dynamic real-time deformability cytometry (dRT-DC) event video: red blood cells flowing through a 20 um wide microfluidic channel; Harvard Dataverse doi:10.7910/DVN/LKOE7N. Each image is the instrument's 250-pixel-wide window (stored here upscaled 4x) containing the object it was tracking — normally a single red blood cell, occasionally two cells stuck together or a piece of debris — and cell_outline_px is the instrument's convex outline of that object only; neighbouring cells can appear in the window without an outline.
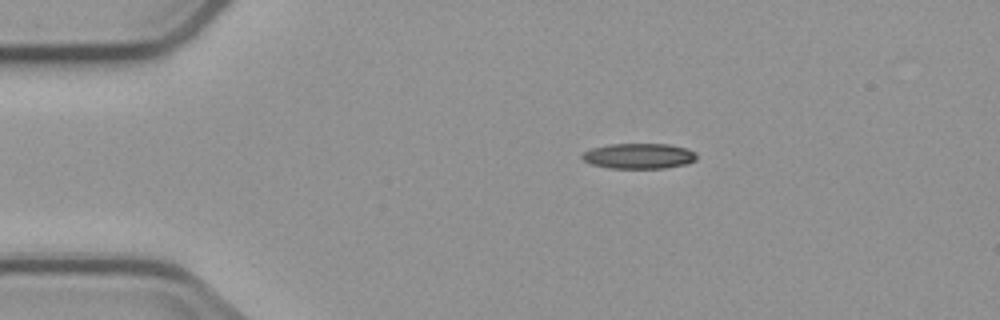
{"species": "common noctule bat (a hibernating species)", "species_latin": "Nyctalus noctula", "temperature_condition": "cold", "stored_images_in_passage": 5, "camera_frame_rate_fps": 3000, "um_per_image_px": 0.085, "animal": {"sex": "male", "body_mass_g": 23.1, "forearm_length_mm": 52.7}, "frame": {"image": 1, "passage_image": 1, "time_ms": 0.0, "image_size_px": [1000, 320], "cell_outline_px": [[696, 160], [688, 164], [664, 168], [608, 168], [592, 164], [584, 160], [580, 156], [584, 152], [592, 148], [608, 144], [668, 144], [688, 148], [696, 152]], "centroid_in_image_um": [54.34, 13.26], "position_along_channel_um": 30.7, "area_um2": 17.05}}
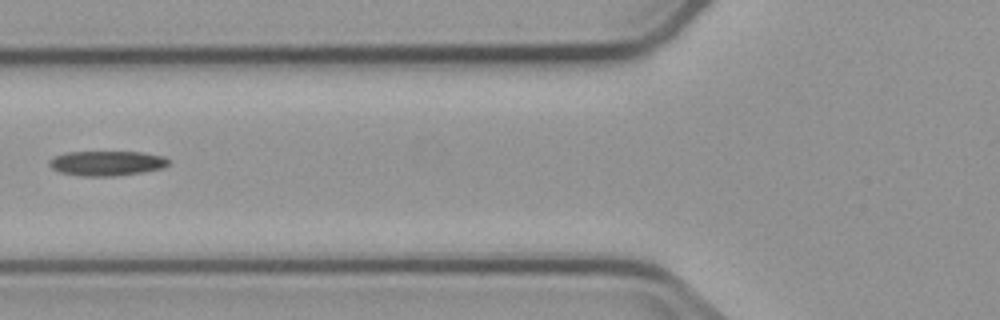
{"frame": {"image": 2, "passage_image": 4, "time_ms": 3.667, "image_size_px": [1000, 320], "cell_outline_px": [[168, 164], [164, 168], [144, 172], [112, 176], [80, 176], [60, 172], [52, 168], [48, 164], [48, 160], [56, 156], [68, 152], [140, 152], [164, 156], [168, 160]], "centroid_in_image_um": [9.08, 13.88], "position_along_channel_um": 116.7, "area_um2": 17.22}}
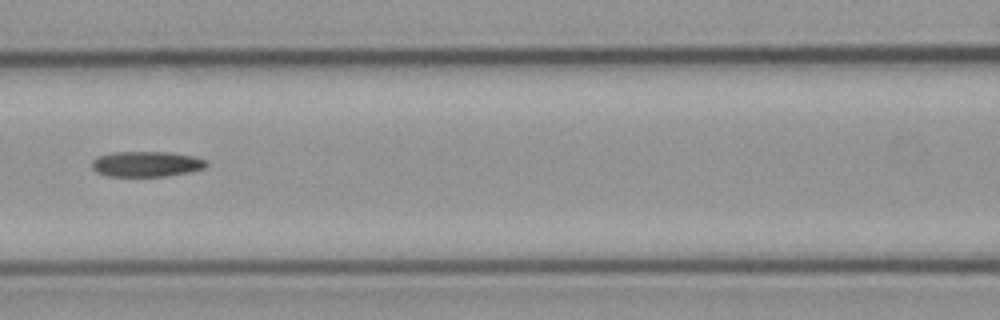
{"frame": {"image": 3, "passage_image": 5, "time_ms": 4.667, "image_size_px": [1000, 320], "cell_outline_px": [[208, 164], [204, 168], [188, 172], [168, 176], [108, 176], [96, 172], [92, 168], [92, 160], [96, 156], [112, 152], [168, 152], [192, 156], [208, 160]], "centroid_in_image_um": [12.42, 13.94], "position_along_channel_um": 154.2, "area_um2": 17.05}}